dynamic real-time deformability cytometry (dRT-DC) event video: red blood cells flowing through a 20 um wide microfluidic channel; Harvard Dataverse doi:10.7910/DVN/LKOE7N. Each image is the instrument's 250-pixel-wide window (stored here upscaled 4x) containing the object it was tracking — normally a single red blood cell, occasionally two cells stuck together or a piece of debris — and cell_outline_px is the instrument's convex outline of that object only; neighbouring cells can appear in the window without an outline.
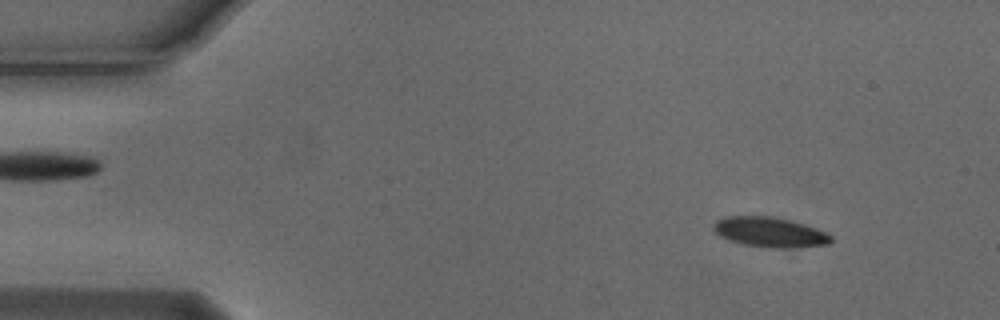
{"species": "Egyptian fruit bat (a non-hibernating species)", "species_latin": "Rousettus aegyptiacus", "temperature_condition": "cold", "stored_images_in_passage": 53, "camera_frame_rate_fps": 3000, "um_per_image_px": 0.085, "animal": {"sex": "male"}, "frame": {"image": 1, "passage_image": 5, "time_ms": 1.333, "image_size_px": [1000, 320], "cell_outline_px": [[832, 240], [828, 244], [800, 248], [768, 248], [744, 244], [728, 240], [720, 236], [712, 228], [716, 220], [728, 216], [772, 216], [804, 224], [816, 228], [832, 236]], "centroid_in_image_um": [65.44, 19.74], "position_along_channel_um": 19.6, "area_um2": 20.58}}
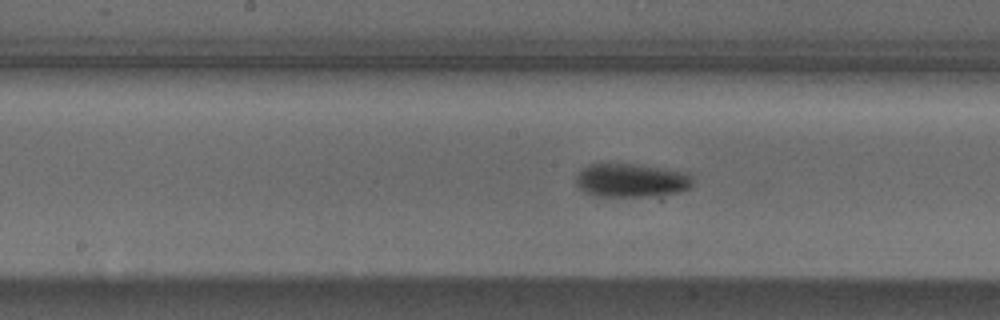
{"frame": {"image": 2, "passage_image": 26, "time_ms": 8.333, "image_size_px": [1000, 320], "cell_outline_px": [[692, 184], [688, 188], [680, 192], [648, 196], [596, 196], [584, 192], [576, 184], [576, 176], [588, 164], [632, 164], [688, 172], [692, 176]], "centroid_in_image_um": [53.66, 15.33], "position_along_channel_um": 194.5, "area_um2": 22.66}}
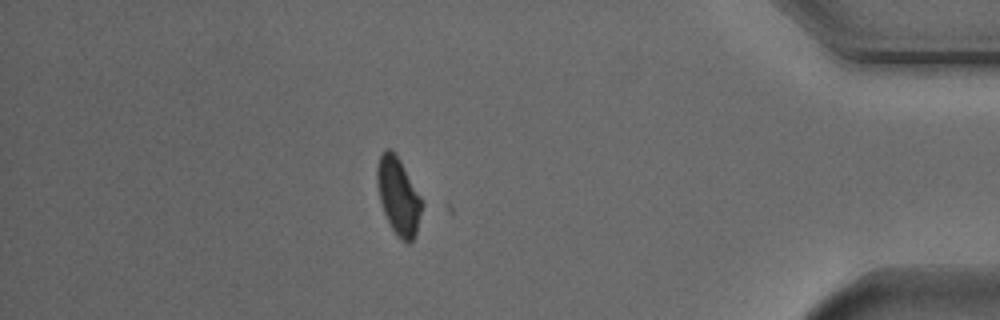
{"frame": {"image": 3, "passage_image": 46, "time_ms": 15.0, "image_size_px": [1000, 320], "cell_outline_px": [[424, 204], [416, 236], [408, 244], [400, 240], [396, 236], [384, 212], [380, 200], [376, 184], [376, 168], [380, 156], [384, 148], [388, 148], [400, 160], [420, 196]], "centroid_in_image_um": [33.87, 16.72], "position_along_channel_um": 401.3, "area_um2": 20.17}, "authors_computed_cell_mechanics": {"area_um2": 21.386, "velocity_mm_per_s": 3.7636, "shape_relaxation_time_tau1_ms": 2.1573, "shape_relaxation_time_tau2_ms": null, "deformation_change_tau1": 0.0899, "deformation_change_tau2": null}}